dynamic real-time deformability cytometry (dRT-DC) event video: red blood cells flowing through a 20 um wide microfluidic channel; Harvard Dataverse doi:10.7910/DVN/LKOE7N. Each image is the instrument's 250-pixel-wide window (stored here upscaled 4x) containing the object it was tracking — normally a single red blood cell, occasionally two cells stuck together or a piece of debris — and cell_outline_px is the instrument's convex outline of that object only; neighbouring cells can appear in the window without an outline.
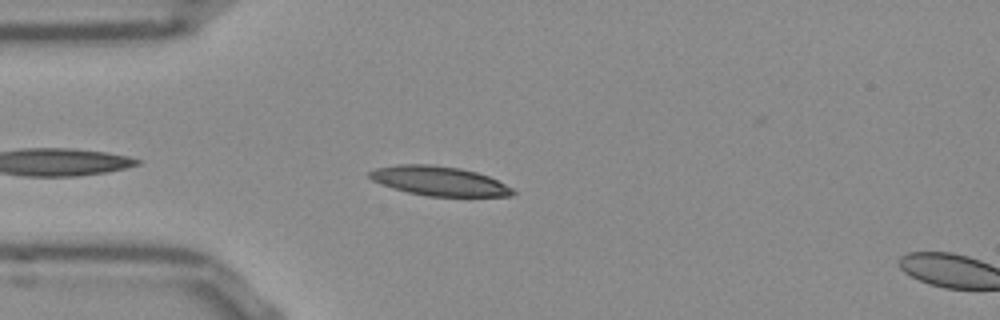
{"species": "Egyptian fruit bat (a non-hibernating species)", "species_latin": "Rousettus aegyptiacus", "temperature_condition": "room temperature", "stored_images_in_passage": 6, "camera_frame_rate_fps": 3000, "um_per_image_px": 0.085, "frame": {"image": 1, "passage_image": 4, "time_ms": 1.0, "image_size_px": [1000, 320], "cell_outline_px": [[516, 192], [512, 196], [428, 196], [408, 192], [392, 188], [372, 180], [368, 176], [368, 172], [376, 168], [400, 164], [428, 164], [460, 168], [476, 172], [488, 176], [512, 188]], "centroid_in_image_um": [37.31, 15.38], "position_along_channel_um": 47.7, "area_um2": 24.33}}